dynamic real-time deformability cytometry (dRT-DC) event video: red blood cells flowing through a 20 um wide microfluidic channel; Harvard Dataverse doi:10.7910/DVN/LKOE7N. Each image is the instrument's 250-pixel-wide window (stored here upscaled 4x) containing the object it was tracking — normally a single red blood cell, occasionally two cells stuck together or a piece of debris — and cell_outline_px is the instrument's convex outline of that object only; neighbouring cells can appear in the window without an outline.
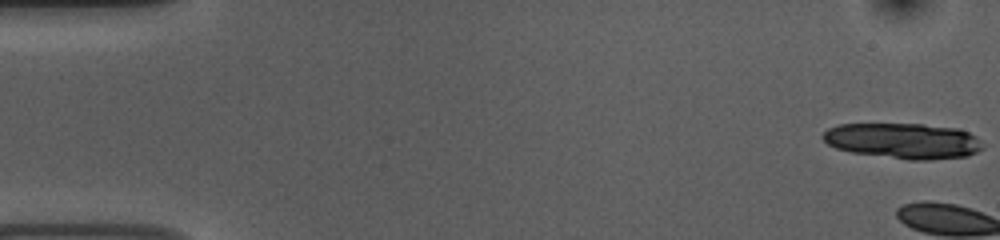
{"species": "common noctule bat (a hibernating species)", "species_latin": "Nyctalus noctula", "temperature_condition": "room temperature", "stored_images_in_passage": 4, "camera_frame_rate_fps": 3000, "um_per_image_px": 0.085, "animal": {"sex": "female", "body_mass_g": 10.0, "forearm_length_mm": 53.1}, "frame": {"image": 1, "passage_image": 1, "time_ms": 0.0, "image_size_px": [1000, 240], "cell_outline_px": [[984, 148], [968, 156], [928, 160], [908, 160], [852, 152], [836, 148], [828, 144], [820, 136], [828, 128], [840, 124], [924, 124], [956, 128], [968, 132], [976, 136], [980, 140]], "centroid_in_image_um": [76.78, 11.97], "position_along_channel_um": 8.2, "area_um2": 33.23}}